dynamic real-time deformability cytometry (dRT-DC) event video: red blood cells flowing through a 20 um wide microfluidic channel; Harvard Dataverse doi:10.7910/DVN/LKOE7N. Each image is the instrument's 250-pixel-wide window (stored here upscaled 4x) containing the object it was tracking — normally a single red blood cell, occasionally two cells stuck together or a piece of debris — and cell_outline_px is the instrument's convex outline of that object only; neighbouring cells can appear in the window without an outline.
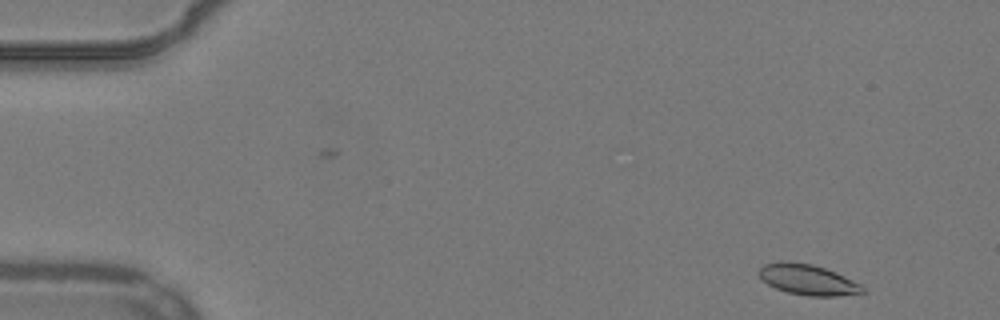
{"species": "common noctule bat (a hibernating species)", "species_latin": "Nyctalus noctula", "temperature_condition": "warm", "stored_images_in_passage": 51, "camera_frame_rate_fps": 3000, "um_per_image_px": 0.085, "animal": {"sex": "male", "body_mass_g": 19.2, "forearm_length_mm": 51.8}, "frame": {"image": 1, "passage_image": 2, "time_ms": 0.333, "image_size_px": [1000, 320], "cell_outline_px": [[864, 292], [836, 296], [808, 296], [788, 292], [776, 288], [768, 284], [760, 276], [760, 268], [764, 264], [812, 264], [836, 272], [860, 284], [864, 288]], "centroid_in_image_um": [68.73, 23.82], "position_along_channel_um": 16.3, "area_um2": 17.51}}
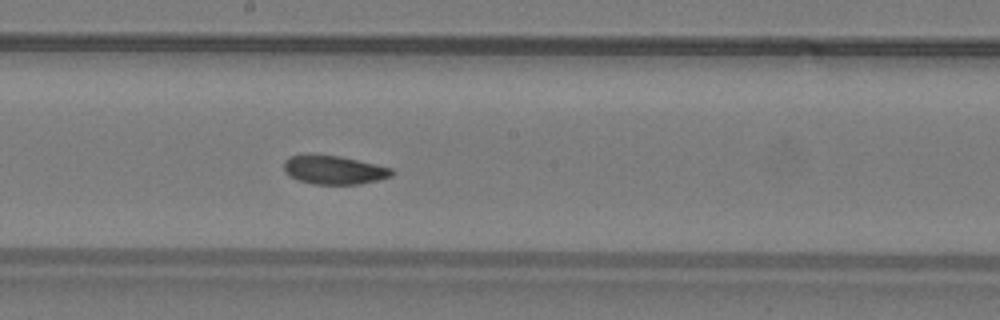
{"frame": {"image": 2, "passage_image": 27, "time_ms": 8.667, "image_size_px": [1000, 320], "cell_outline_px": [[396, 172], [392, 176], [360, 184], [312, 184], [300, 180], [292, 176], [284, 168], [284, 160], [288, 156], [340, 156], [392, 168]], "centroid_in_image_um": [28.45, 14.46], "position_along_channel_um": 219.7, "area_um2": 17.51}}
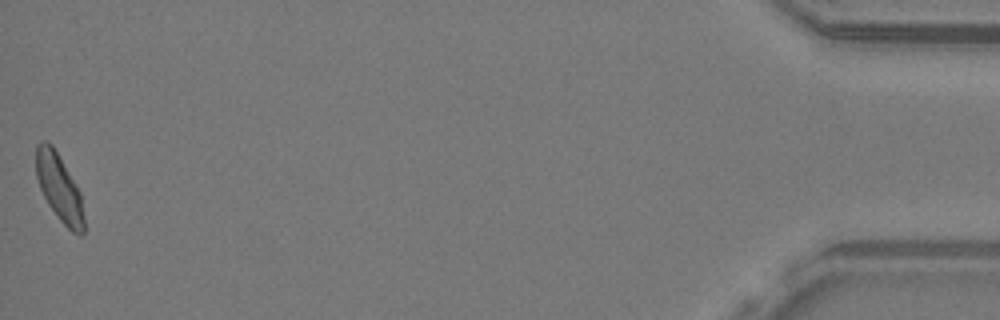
{"frame": {"image": 3, "passage_image": 51, "time_ms": 16.667, "image_size_px": [1000, 320], "cell_outline_px": [[84, 232], [80, 236], [72, 232], [60, 220], [48, 204], [40, 188], [36, 176], [36, 144], [40, 140], [48, 140], [52, 144], [80, 192], [84, 216]], "centroid_in_image_um": [5.02, 15.94], "position_along_channel_um": 430.2, "area_um2": 18.67}, "authors_computed_cell_mechanics": {"area_um2": 18.5538, "velocity_mm_per_s": 3.849, "shape_relaxation_time_tau1_ms": 4.2443, "shape_relaxation_time_tau2_ms": 2.0647, "deformation_change_tau1": 0.099, "deformation_change_tau2": 0.0722}}